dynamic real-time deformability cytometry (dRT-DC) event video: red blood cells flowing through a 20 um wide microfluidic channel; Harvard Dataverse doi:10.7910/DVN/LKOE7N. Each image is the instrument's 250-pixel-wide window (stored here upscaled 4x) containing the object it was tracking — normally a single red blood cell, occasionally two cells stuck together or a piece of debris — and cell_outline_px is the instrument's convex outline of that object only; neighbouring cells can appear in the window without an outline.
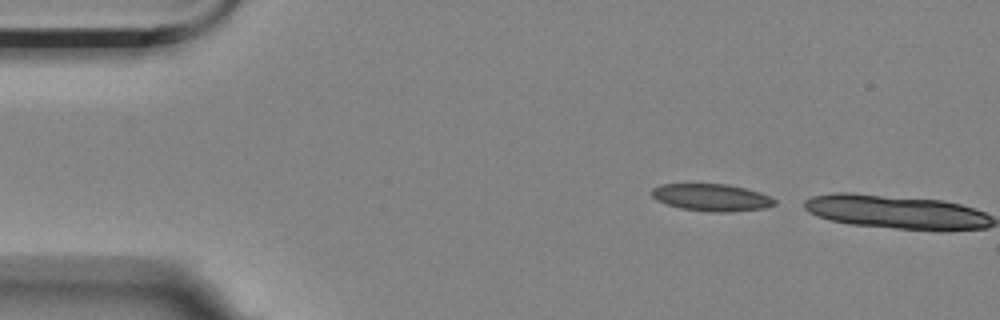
{"species": "Egyptian fruit bat (a non-hibernating species)", "species_latin": "Rousettus aegyptiacus", "temperature_condition": "room temperature", "stored_images_in_passage": 2, "camera_frame_rate_fps": 3000, "um_per_image_px": 0.085, "animal": {"sex": "female"}, "frame": {"image": 1, "passage_image": 1, "time_ms": 0.0, "image_size_px": [1000, 320], "cell_outline_px": [[776, 204], [764, 208], [728, 212], [708, 212], [680, 208], [656, 200], [652, 196], [652, 188], [660, 184], [728, 184], [760, 192], [772, 196], [776, 200]], "centroid_in_image_um": [60.5, 16.78], "position_along_channel_um": 24.5, "area_um2": 19.54}}